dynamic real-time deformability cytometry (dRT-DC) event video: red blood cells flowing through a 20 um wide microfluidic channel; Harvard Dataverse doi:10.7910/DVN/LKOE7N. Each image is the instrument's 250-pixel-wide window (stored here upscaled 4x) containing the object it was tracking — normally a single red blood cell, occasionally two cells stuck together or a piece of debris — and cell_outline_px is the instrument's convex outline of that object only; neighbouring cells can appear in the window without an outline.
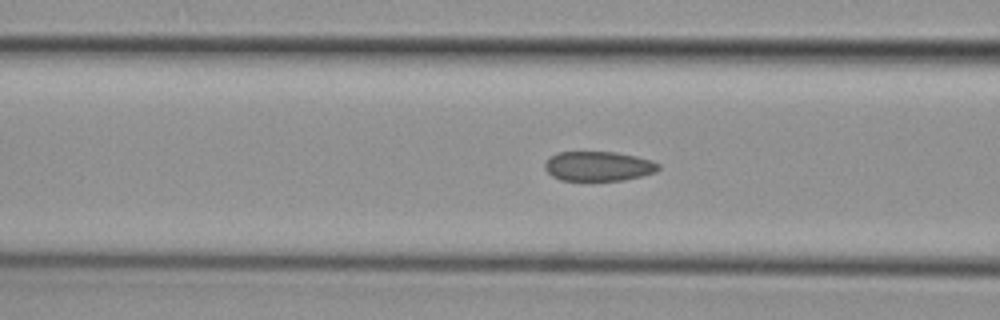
{"species": "common noctule bat (a hibernating species)", "species_latin": "Nyctalus noctula", "temperature_condition": "cold", "stored_images_in_passage": 33, "camera_frame_rate_fps": 3000, "um_per_image_px": 0.085, "animal": {"sex": "female", "body_mass_g": 29.2, "forearm_length_mm": 56.3}, "frame": {"image": 1, "passage_image": 17, "time_ms": 5.333, "image_size_px": [1000, 320], "cell_outline_px": [[660, 168], [656, 172], [624, 180], [560, 180], [552, 176], [544, 168], [544, 164], [556, 152], [616, 152], [636, 156], [652, 160], [660, 164]], "centroid_in_image_um": [50.88, 14.12], "position_along_channel_um": 115.7, "area_um2": 19.59}}
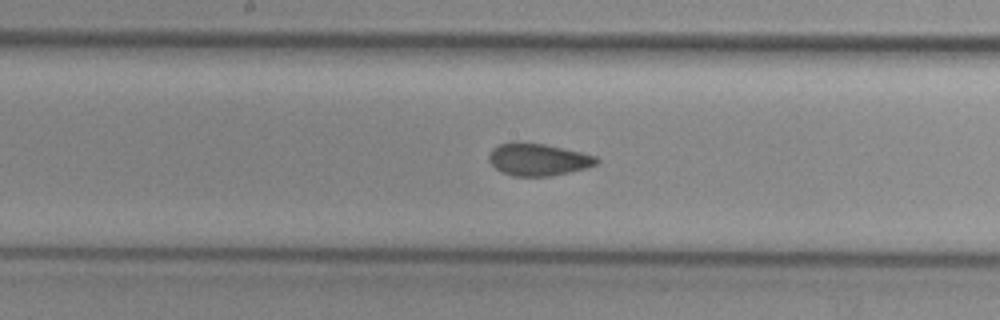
{"frame": {"image": 2, "passage_image": 24, "time_ms": 7.667, "image_size_px": [1000, 320], "cell_outline_px": [[600, 160], [596, 164], [588, 168], [552, 176], [512, 176], [500, 172], [488, 160], [488, 152], [492, 148], [500, 144], [544, 144], [580, 152], [596, 156]], "centroid_in_image_um": [45.75, 13.59], "position_along_channel_um": 202.5, "area_um2": 19.94}}
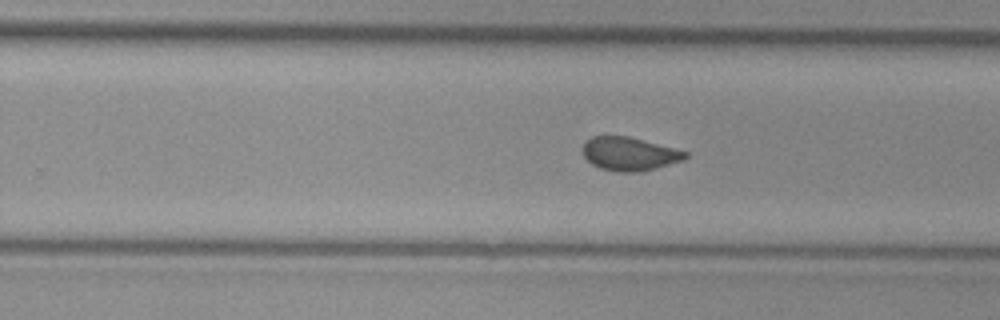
{"frame": {"image": 3, "passage_image": 30, "time_ms": 9.667, "image_size_px": [1000, 320], "cell_outline_px": [[688, 156], [684, 160], [656, 168], [640, 172], [620, 172], [600, 168], [592, 164], [584, 156], [580, 148], [592, 136], [628, 136], [688, 152]], "centroid_in_image_um": [53.48, 13.08], "position_along_channel_um": 276.3, "area_um2": 19.94}}